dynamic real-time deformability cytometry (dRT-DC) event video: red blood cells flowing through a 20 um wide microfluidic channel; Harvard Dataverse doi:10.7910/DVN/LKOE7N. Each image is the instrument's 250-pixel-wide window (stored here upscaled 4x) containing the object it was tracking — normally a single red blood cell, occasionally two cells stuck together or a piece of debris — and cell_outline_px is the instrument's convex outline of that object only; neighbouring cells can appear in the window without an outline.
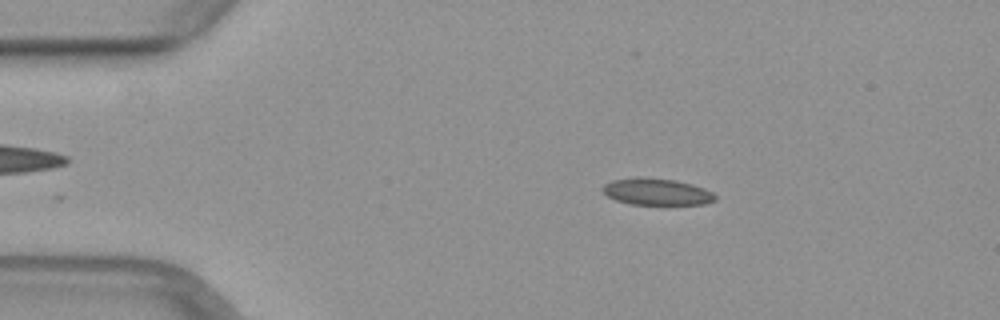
{"species": "common noctule bat (a hibernating species)", "species_latin": "Nyctalus noctula", "temperature_condition": "warm", "stored_images_in_passage": 50, "camera_frame_rate_fps": 3000, "um_per_image_px": 0.085, "animal": {"sex": "female", "body_mass_g": 29.2, "forearm_length_mm": 56.3}, "frame": {"image": 1, "passage_image": 9, "time_ms": 2.667, "image_size_px": [1000, 320], "cell_outline_px": [[716, 200], [704, 204], [628, 204], [616, 200], [608, 196], [600, 188], [604, 184], [612, 180], [636, 176], [640, 176], [676, 180], [692, 184], [704, 188], [712, 192], [716, 196]], "centroid_in_image_um": [55.79, 16.28], "position_along_channel_um": 29.2, "area_um2": 17.69}}
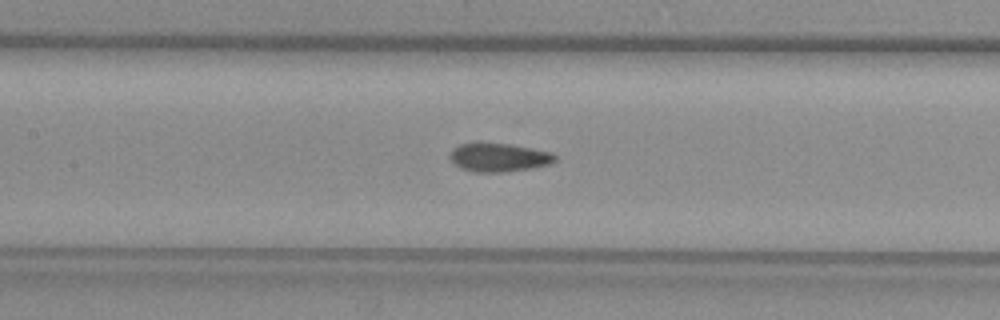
{"frame": {"image": 2, "passage_image": 23, "time_ms": 7.333, "image_size_px": [1000, 320], "cell_outline_px": [[556, 160], [552, 164], [532, 168], [504, 172], [476, 172], [460, 168], [448, 156], [452, 148], [460, 144], [476, 140], [480, 140], [512, 144], [552, 152], [556, 156]], "centroid_in_image_um": [42.38, 13.33], "position_along_channel_um": 165.0, "area_um2": 18.21}}
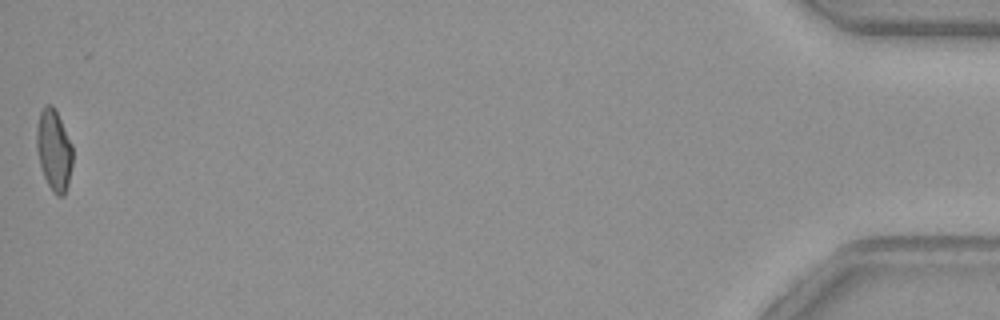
{"frame": {"image": 3, "passage_image": 50, "time_ms": 16.333, "image_size_px": [1000, 320], "cell_outline_px": [[72, 164], [68, 184], [64, 196], [56, 196], [52, 192], [44, 176], [40, 164], [36, 148], [36, 128], [40, 112], [44, 104], [52, 104], [72, 144]], "centroid_in_image_um": [4.57, 12.77], "position_along_channel_um": 430.6, "area_um2": 16.99}}